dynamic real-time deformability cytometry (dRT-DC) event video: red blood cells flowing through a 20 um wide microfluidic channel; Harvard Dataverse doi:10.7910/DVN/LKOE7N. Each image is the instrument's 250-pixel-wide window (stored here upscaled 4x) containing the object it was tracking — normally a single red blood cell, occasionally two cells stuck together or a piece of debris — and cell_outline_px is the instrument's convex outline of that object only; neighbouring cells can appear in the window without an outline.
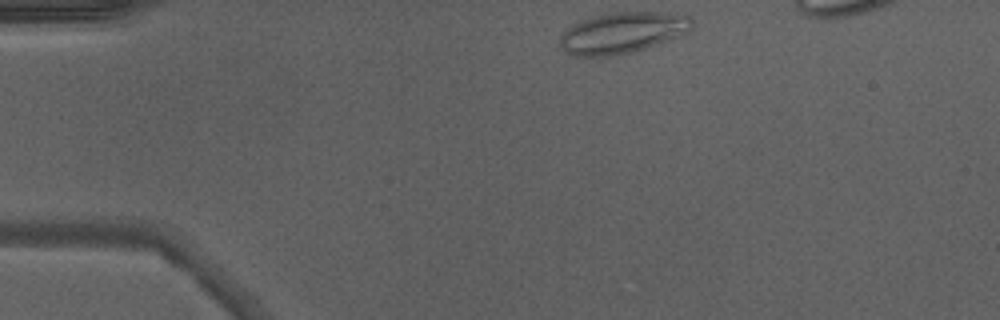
{"species": "Egyptian fruit bat (a non-hibernating species)", "species_latin": "Rousettus aegyptiacus", "temperature_condition": "warm", "stored_images_in_passage": 36, "camera_frame_rate_fps": 3000, "um_per_image_px": 0.085, "animal": {"sex": "male"}, "frame": {"image": 1, "passage_image": 1, "time_ms": 0.0, "image_size_px": [1000, 320], "cell_outline_px": [[692, 28], [676, 36], [644, 48], [632, 52], [608, 56], [576, 56], [564, 52], [560, 48], [560, 36], [572, 24], [580, 20], [592, 16], [612, 12], [660, 12], [692, 16]], "centroid_in_image_um": [52.84, 2.77], "position_along_channel_um": 32.2, "area_um2": 31.33}}